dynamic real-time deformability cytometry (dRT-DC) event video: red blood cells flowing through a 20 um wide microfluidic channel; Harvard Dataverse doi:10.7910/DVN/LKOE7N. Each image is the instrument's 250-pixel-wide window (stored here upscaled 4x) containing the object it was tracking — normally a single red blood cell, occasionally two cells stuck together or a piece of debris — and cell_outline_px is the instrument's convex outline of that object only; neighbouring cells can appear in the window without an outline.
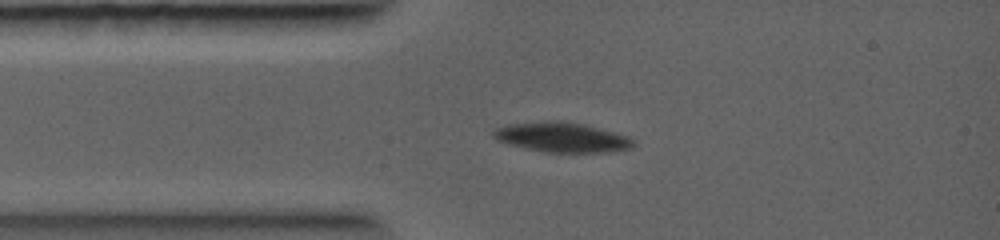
{"species": "common noctule bat (a hibernating species)", "species_latin": "Nyctalus noctula", "temperature_condition": "warm", "stored_images_in_passage": 12, "camera_frame_rate_fps": 5000, "um_per_image_px": 0.085, "animal": {"sex": "female", "body_mass_g": 19.0, "forearm_length_mm": 56.7}, "frame": {"image": 1, "passage_image": 1, "time_ms": 0.0, "image_size_px": [1000, 240], "cell_outline_px": [[636, 144], [632, 148], [608, 152], [544, 152], [508, 144], [496, 140], [492, 136], [492, 132], [496, 128], [508, 124], [540, 120], [560, 120], [584, 124], [628, 136]], "centroid_in_image_um": [47.73, 11.65], "position_along_channel_um": 37.3, "area_um2": 24.51}}
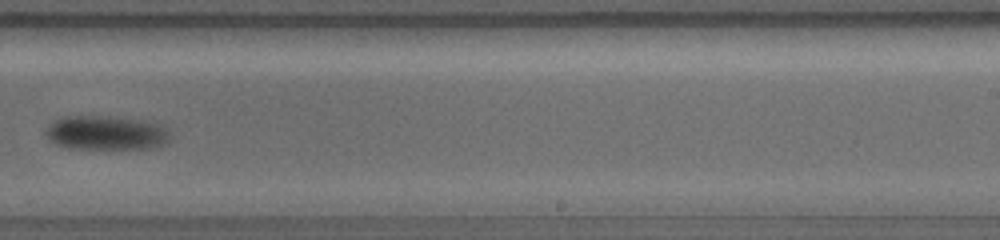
{"frame": {"image": 2, "passage_image": 7, "time_ms": 4.4, "image_size_px": [1000, 240], "cell_outline_px": [[168, 140], [160, 144], [148, 148], [68, 148], [56, 144], [48, 140], [44, 132], [44, 128], [48, 124], [64, 116], [108, 116], [148, 120], [160, 124], [168, 132]], "centroid_in_image_um": [8.93, 11.27], "position_along_channel_um": 280.1, "area_um2": 24.74}}
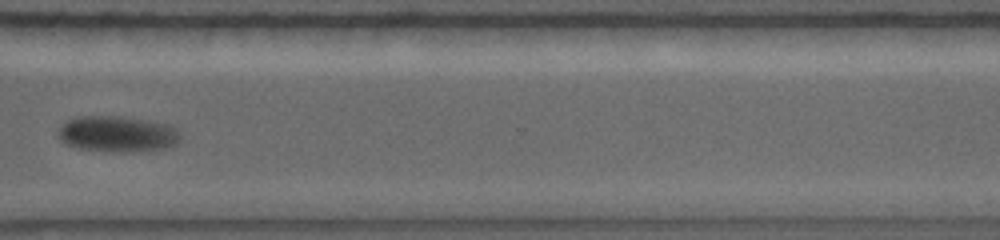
{"frame": {"image": 3, "passage_image": 9, "time_ms": 5.8, "image_size_px": [1000, 240], "cell_outline_px": [[180, 140], [176, 144], [164, 148], [80, 148], [64, 144], [56, 136], [56, 132], [68, 120], [76, 116], [120, 116], [148, 120], [172, 124], [176, 128], [180, 136]], "centroid_in_image_um": [9.95, 11.3], "position_along_channel_um": 360.7, "area_um2": 24.45}}